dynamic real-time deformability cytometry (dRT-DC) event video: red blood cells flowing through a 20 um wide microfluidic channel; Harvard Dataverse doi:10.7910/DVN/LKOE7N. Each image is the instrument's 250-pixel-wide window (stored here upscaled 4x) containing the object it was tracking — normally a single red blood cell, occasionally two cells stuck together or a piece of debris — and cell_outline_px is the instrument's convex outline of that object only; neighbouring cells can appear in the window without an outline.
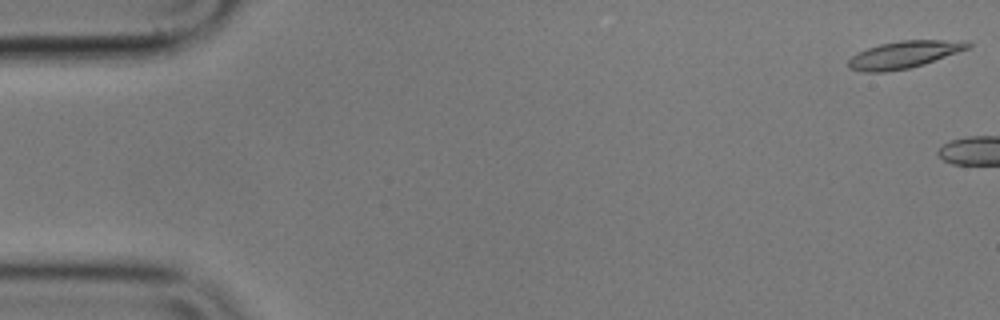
{"species": "common noctule bat (a hibernating species)", "species_latin": "Nyctalus noctula", "temperature_condition": "cold", "stored_images_in_passage": 4, "camera_frame_rate_fps": 3000, "um_per_image_px": 0.085, "animal": {"sex": "male", "body_mass_g": 17.9}, "frame": {"image": 1, "passage_image": 1, "time_ms": 0.0, "image_size_px": [1000, 320], "cell_outline_px": [[972, 48], [924, 64], [908, 68], [884, 72], [864, 72], [848, 68], [848, 60], [852, 56], [868, 48], [880, 44], [900, 40], [968, 40], [972, 44]], "centroid_in_image_um": [76.92, 4.63], "position_along_channel_um": 8.1, "area_um2": 19.07}}